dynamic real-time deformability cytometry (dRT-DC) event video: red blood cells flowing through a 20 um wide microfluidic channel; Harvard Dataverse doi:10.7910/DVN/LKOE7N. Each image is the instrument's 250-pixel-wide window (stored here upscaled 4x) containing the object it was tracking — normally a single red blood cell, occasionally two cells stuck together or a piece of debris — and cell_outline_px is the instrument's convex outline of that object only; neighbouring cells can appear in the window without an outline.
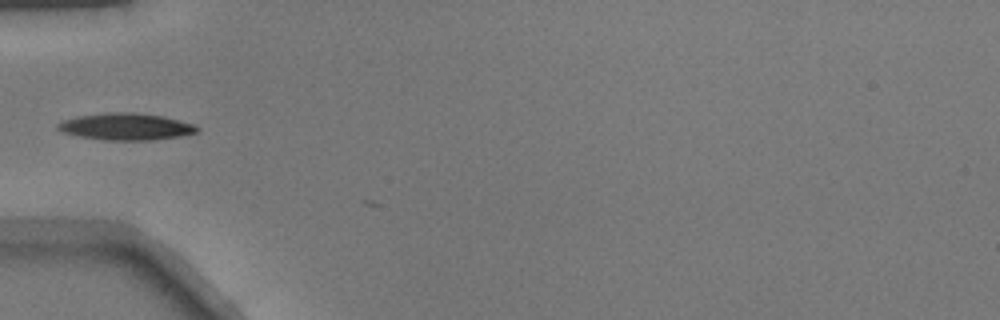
{"species": "common noctule bat (a hibernating species)", "species_latin": "Nyctalus noctula", "temperature_condition": "warm", "stored_images_in_passage": 2, "camera_frame_rate_fps": 3000, "um_per_image_px": 0.085, "animal": {"sex": "male", "body_mass_g": 17.9}, "frame": {"image": 1, "passage_image": 1, "time_ms": 0.0, "image_size_px": [1000, 320], "cell_outline_px": [[200, 128], [196, 132], [176, 136], [152, 140], [104, 140], [80, 136], [64, 132], [56, 128], [56, 124], [64, 120], [76, 116], [112, 112], [132, 112], [160, 116], [192, 124]], "centroid_in_image_um": [10.64, 10.76], "position_along_channel_um": 74.4, "area_um2": 21.33}}